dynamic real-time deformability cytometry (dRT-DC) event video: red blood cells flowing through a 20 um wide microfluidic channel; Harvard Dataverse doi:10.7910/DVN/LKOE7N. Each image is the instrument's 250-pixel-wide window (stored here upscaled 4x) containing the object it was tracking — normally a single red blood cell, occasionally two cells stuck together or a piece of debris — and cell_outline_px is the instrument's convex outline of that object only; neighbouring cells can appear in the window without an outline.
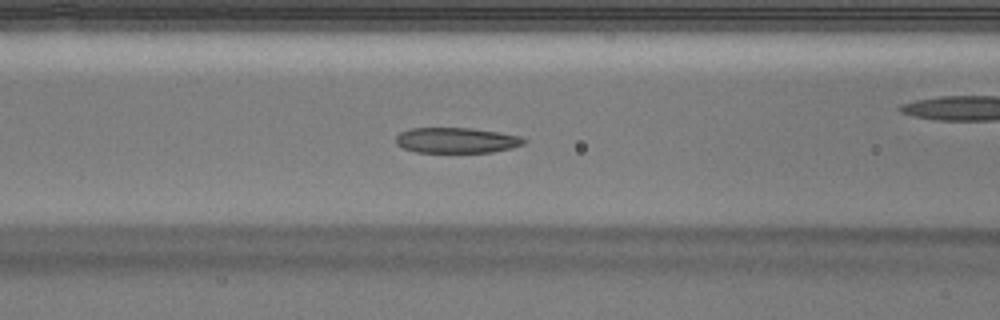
{"species": "Egyptian fruit bat (a non-hibernating species)", "species_latin": "Rousettus aegyptiacus", "temperature_condition": "warm", "stored_images_in_passage": 44, "camera_frame_rate_fps": 3000, "um_per_image_px": 0.085, "animal": {"sex": "male"}, "frame": {"image": 1, "passage_image": 13, "time_ms": 4.0, "image_size_px": [1000, 320], "cell_outline_px": [[528, 140], [524, 144], [512, 148], [492, 152], [416, 152], [404, 148], [396, 144], [396, 136], [400, 132], [408, 128], [472, 128], [500, 132], [520, 136]], "centroid_in_image_um": [38.82, 11.92], "position_along_channel_um": 127.8, "area_um2": 19.13}}
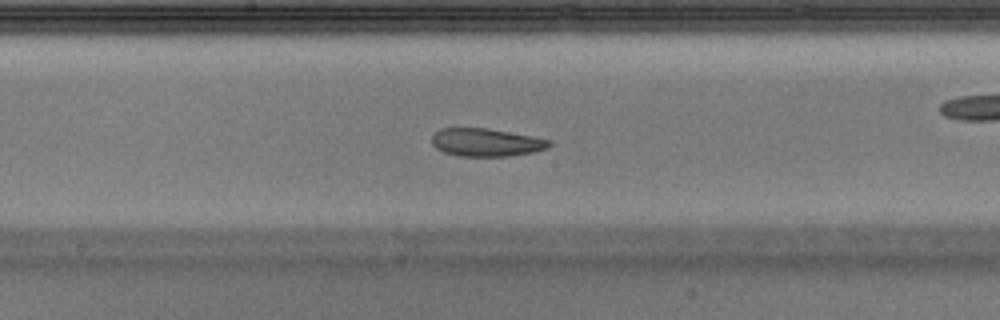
{"frame": {"image": 2, "passage_image": 19, "time_ms": 6.0, "image_size_px": [1000, 320], "cell_outline_px": [[552, 144], [548, 148], [532, 152], [508, 156], [456, 156], [444, 152], [436, 148], [432, 144], [432, 136], [440, 128], [488, 128], [532, 136], [552, 140]], "centroid_in_image_um": [41.33, 12.1], "position_along_channel_um": 206.9, "area_um2": 19.19}, "authors_computed_cell_mechanics": {"area_um2": 20.4612, "velocity_mm_per_s": 3.9443, "shape_relaxation_time_tau1_ms": null, "shape_relaxation_time_tau2_ms": 4.0507, "deformation_change_tau1": null, "deformation_change_tau2": 0.1026}}